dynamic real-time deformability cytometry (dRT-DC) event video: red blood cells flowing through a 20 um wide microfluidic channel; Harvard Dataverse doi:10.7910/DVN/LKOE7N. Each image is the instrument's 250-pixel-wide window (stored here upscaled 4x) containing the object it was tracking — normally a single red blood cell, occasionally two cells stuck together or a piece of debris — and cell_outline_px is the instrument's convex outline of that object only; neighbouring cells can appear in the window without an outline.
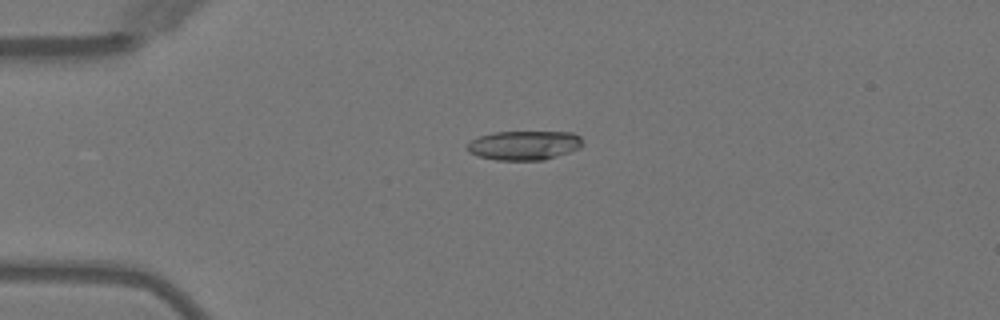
{"species": "Egyptian fruit bat (a non-hibernating species)", "species_latin": "Rousettus aegyptiacus", "temperature_condition": "warm", "stored_images_in_passage": 39, "camera_frame_rate_fps": 3000, "um_per_image_px": 0.085, "animal": {"sex": "female"}, "frame": {"image": 1, "passage_image": 1, "time_ms": 0.0, "image_size_px": [1000, 320], "cell_outline_px": [[584, 144], [580, 148], [544, 160], [496, 160], [476, 156], [468, 152], [464, 148], [472, 140], [480, 136], [496, 132], [572, 132], [580, 136]], "centroid_in_image_um": [44.54, 12.36], "position_along_channel_um": 40.5, "area_um2": 19.77}}
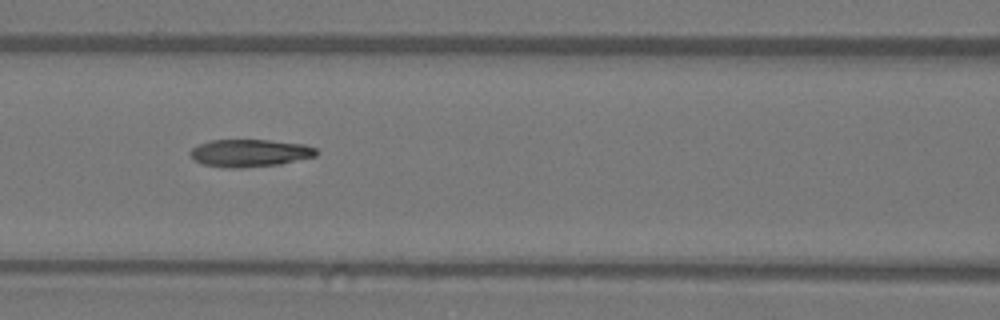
{"frame": {"image": 2, "passage_image": 11, "time_ms": 3.333, "image_size_px": [1000, 320], "cell_outline_px": [[320, 152], [316, 156], [280, 164], [240, 168], [224, 168], [204, 164], [192, 160], [188, 152], [192, 148], [200, 144], [212, 140], [268, 140], [304, 144], [316, 148]], "centroid_in_image_um": [21.23, 13.01], "position_along_channel_um": 145.4, "area_um2": 20.35}}
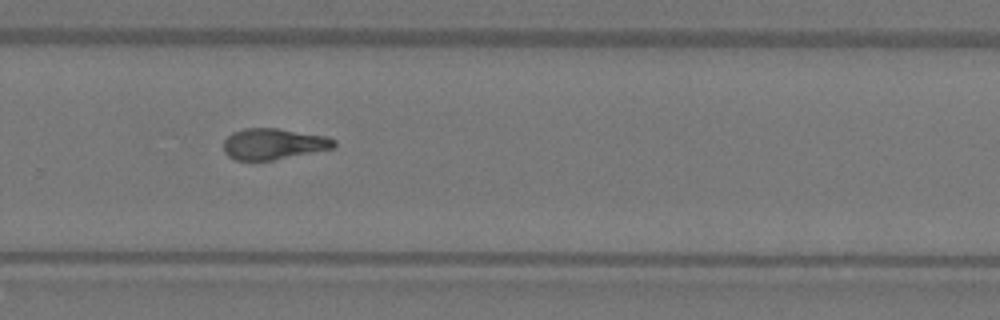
{"frame": {"image": 3, "passage_image": 23, "time_ms": 7.333, "image_size_px": [1000, 320], "cell_outline_px": [[336, 144], [332, 148], [272, 160], [236, 160], [228, 156], [224, 152], [224, 140], [232, 132], [244, 128], [276, 128], [328, 136], [336, 140]], "centroid_in_image_um": [23.23, 12.22], "position_along_channel_um": 306.6, "area_um2": 19.88}, "authors_computed_cell_mechanics": {"area_um2": 20.23, "velocity_mm_per_s": 4.0446, "shape_relaxation_time_tau1_ms": 6.8052, "shape_relaxation_time_tau2_ms": 3.6454, "deformation_change_tau1": 0.2184, "deformation_change_tau2": 0.1258}}